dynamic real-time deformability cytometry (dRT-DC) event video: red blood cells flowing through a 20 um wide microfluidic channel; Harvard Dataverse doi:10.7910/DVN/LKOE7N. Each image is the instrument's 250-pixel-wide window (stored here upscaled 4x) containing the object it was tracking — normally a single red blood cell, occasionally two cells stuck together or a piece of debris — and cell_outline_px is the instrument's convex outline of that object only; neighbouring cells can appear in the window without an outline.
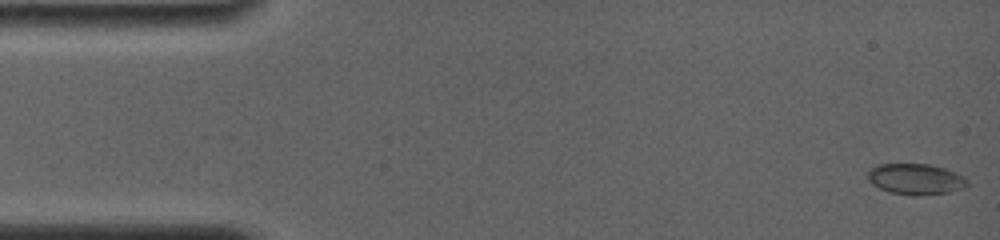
{"species": "common noctule bat (a hibernating species)", "species_latin": "Nyctalus noctula", "temperature_condition": "room temperature", "stored_images_in_passage": 22, "camera_frame_rate_fps": 4000, "um_per_image_px": 0.085, "animal": {"sex": "female", "body_mass_g": 19.0, "forearm_length_mm": 56.7}, "frame": {"image": 1, "passage_image": 1, "time_ms": 0.0, "image_size_px": [1000, 240], "cell_outline_px": [[968, 184], [964, 188], [948, 192], [888, 192], [872, 184], [868, 180], [868, 172], [876, 164], [928, 164], [944, 168], [956, 172], [964, 176], [968, 180]], "centroid_in_image_um": [77.83, 15.16], "position_along_channel_um": 7.2, "area_um2": 17.11}}
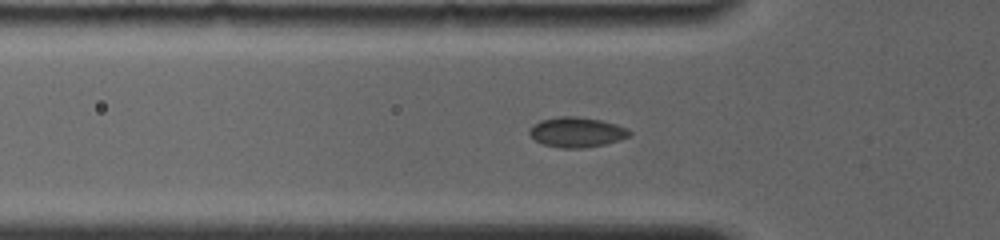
{"frame": {"image": 2, "passage_image": 13, "time_ms": 5.0, "image_size_px": [1000, 240], "cell_outline_px": [[632, 132], [628, 136], [604, 144], [580, 148], [560, 148], [544, 144], [536, 140], [528, 132], [528, 128], [532, 124], [540, 120], [556, 116], [576, 116], [600, 120], [616, 124], [628, 128]], "centroid_in_image_um": [48.97, 11.21], "position_along_channel_um": 76.8, "area_um2": 17.46}}
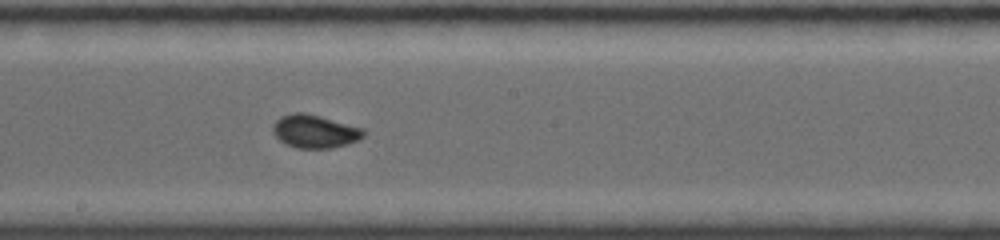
{"frame": {"image": 3, "passage_image": 22, "time_ms": 8.75, "image_size_px": [1000, 240], "cell_outline_px": [[368, 132], [360, 140], [348, 144], [332, 148], [296, 148], [284, 144], [272, 132], [272, 124], [280, 116], [292, 112], [304, 112], [320, 116], [364, 128]], "centroid_in_image_um": [26.77, 11.16], "position_along_channel_um": 221.4, "area_um2": 17.92}}